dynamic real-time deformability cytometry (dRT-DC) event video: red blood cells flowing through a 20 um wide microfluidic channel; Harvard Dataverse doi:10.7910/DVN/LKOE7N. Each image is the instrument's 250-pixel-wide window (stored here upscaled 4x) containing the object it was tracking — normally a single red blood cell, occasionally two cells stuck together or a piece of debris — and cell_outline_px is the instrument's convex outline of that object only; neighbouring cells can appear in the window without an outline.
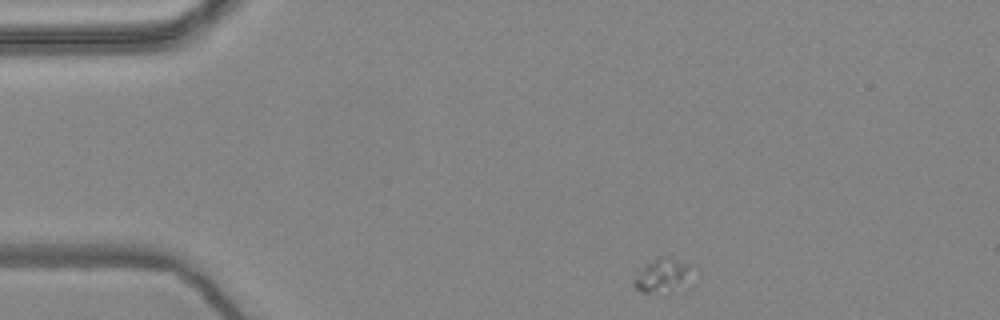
{"species": "common noctule bat (a hibernating species)", "species_latin": "Nyctalus noctula", "temperature_condition": "warm", "stored_images_in_passage": 49, "camera_frame_rate_fps": 3000, "um_per_image_px": 0.085, "animal": {"sex": "female", "body_mass_g": 24.6, "forearm_length_mm": 56.2}, "frame": {"image": 1, "passage_image": 1, "time_ms": 0.0, "image_size_px": [1000, 320], "cell_outline_px": [[696, 264], [692, 288], [688, 292], [640, 292], [632, 284], [632, 280], [644, 264], [660, 256]], "centroid_in_image_um": [56.54, 23.47], "position_along_channel_um": 28.5, "area_um2": 13.01}}
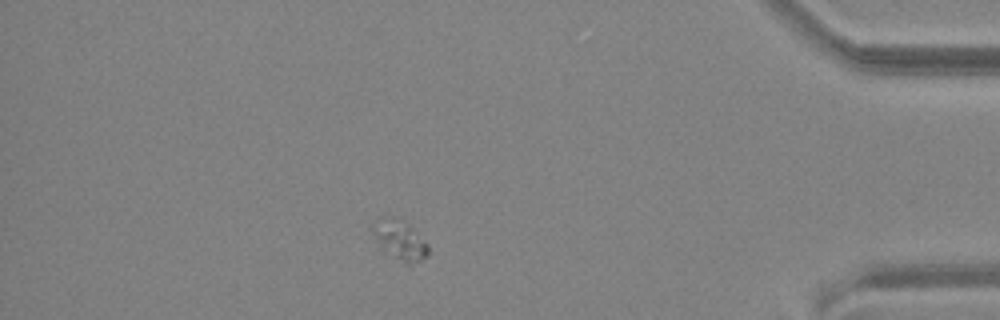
{"frame": {"image": 2, "passage_image": 42, "time_ms": 13.667, "image_size_px": [1000, 320], "cell_outline_px": [[428, 256], [420, 260], [408, 264], [380, 248], [372, 236], [372, 224], [380, 216], [396, 216], [408, 224], [428, 244]], "centroid_in_image_um": [33.93, 20.34], "position_along_channel_um": 401.3, "area_um2": 12.83}}